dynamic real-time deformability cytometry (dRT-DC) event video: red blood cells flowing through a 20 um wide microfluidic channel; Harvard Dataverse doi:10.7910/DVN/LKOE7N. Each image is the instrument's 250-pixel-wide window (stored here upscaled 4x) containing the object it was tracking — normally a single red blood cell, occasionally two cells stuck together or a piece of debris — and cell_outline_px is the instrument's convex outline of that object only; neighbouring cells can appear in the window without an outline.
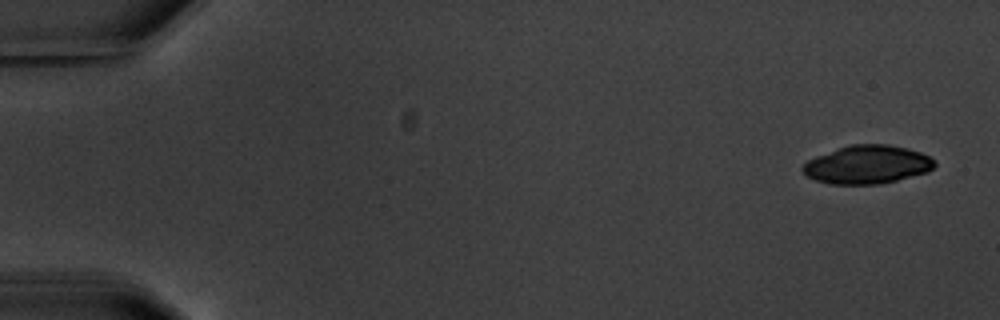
{"species": "common noctule bat (a hibernating species)", "species_latin": "Nyctalus noctula", "temperature_condition": "warm", "stored_images_in_passage": 5, "camera_frame_rate_fps": 3000, "um_per_image_px": 0.085, "animal": {"sex": "male", "body_mass_g": 20.1, "forearm_length_mm": 53.5}, "frame": {"image": 1, "passage_image": 1, "time_ms": 0.0, "image_size_px": [1000, 320], "cell_outline_px": [[936, 164], [928, 172], [880, 184], [828, 184], [816, 180], [808, 176], [800, 168], [808, 160], [816, 156], [852, 144], [888, 144], [908, 148], [920, 152], [936, 160]], "centroid_in_image_um": [73.74, 13.99], "position_along_channel_um": 11.3, "area_um2": 29.36}}